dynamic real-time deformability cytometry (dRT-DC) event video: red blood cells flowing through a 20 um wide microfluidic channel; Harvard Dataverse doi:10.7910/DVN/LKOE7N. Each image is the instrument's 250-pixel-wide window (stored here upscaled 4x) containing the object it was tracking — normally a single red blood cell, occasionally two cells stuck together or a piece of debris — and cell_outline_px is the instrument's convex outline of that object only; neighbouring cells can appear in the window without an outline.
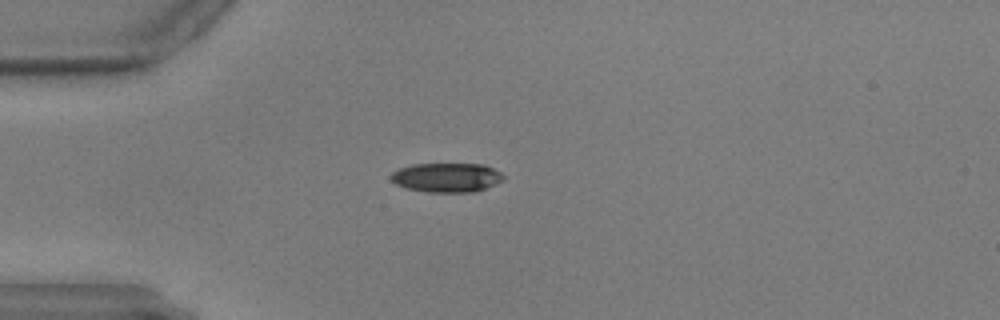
{"species": "common noctule bat (a hibernating species)", "species_latin": "Nyctalus noctula", "temperature_condition": "warm", "stored_images_in_passage": 44, "camera_frame_rate_fps": 3000, "um_per_image_px": 0.085, "animal": {"sex": "male", "body_mass_g": 17.9, "forearm_length_mm": 54.2}, "frame": {"image": 1, "passage_image": 1, "time_ms": 0.0, "image_size_px": [1000, 320], "cell_outline_px": [[504, 180], [496, 184], [476, 192], [428, 192], [404, 188], [396, 184], [388, 176], [392, 172], [400, 168], [412, 164], [484, 164], [500, 172], [504, 176]], "centroid_in_image_um": [37.96, 15.09], "position_along_channel_um": 47.0, "area_um2": 19.36}}
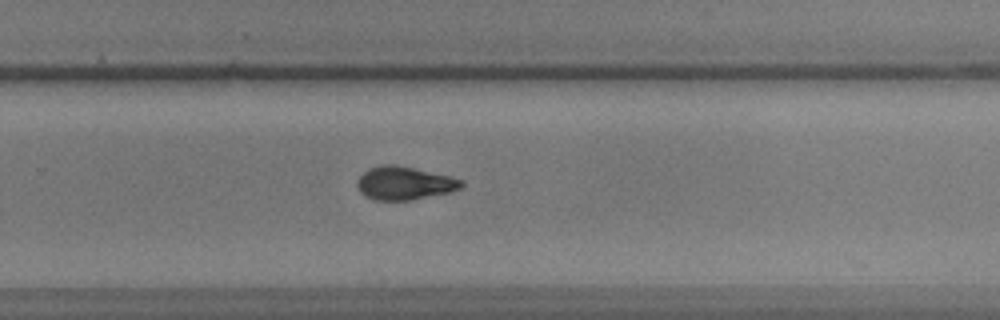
{"frame": {"image": 2, "passage_image": 24, "time_ms": 7.667, "image_size_px": [1000, 320], "cell_outline_px": [[464, 184], [460, 188], [452, 192], [408, 200], [372, 200], [364, 196], [360, 192], [356, 184], [360, 176], [368, 168], [384, 164], [396, 164], [452, 176], [464, 180]], "centroid_in_image_um": [34.38, 15.56], "position_along_channel_um": 295.4, "area_um2": 20.4}}
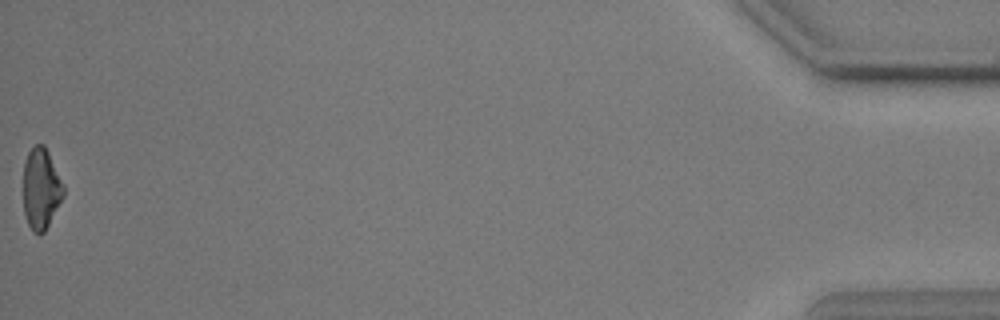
{"frame": {"image": 3, "passage_image": 44, "time_ms": 14.333, "image_size_px": [1000, 320], "cell_outline_px": [[64, 196], [44, 232], [40, 236], [32, 232], [28, 224], [24, 212], [24, 164], [28, 152], [36, 144], [44, 144], [64, 184]], "centroid_in_image_um": [3.5, 16.06], "position_along_channel_um": 431.7, "area_um2": 18.96}}